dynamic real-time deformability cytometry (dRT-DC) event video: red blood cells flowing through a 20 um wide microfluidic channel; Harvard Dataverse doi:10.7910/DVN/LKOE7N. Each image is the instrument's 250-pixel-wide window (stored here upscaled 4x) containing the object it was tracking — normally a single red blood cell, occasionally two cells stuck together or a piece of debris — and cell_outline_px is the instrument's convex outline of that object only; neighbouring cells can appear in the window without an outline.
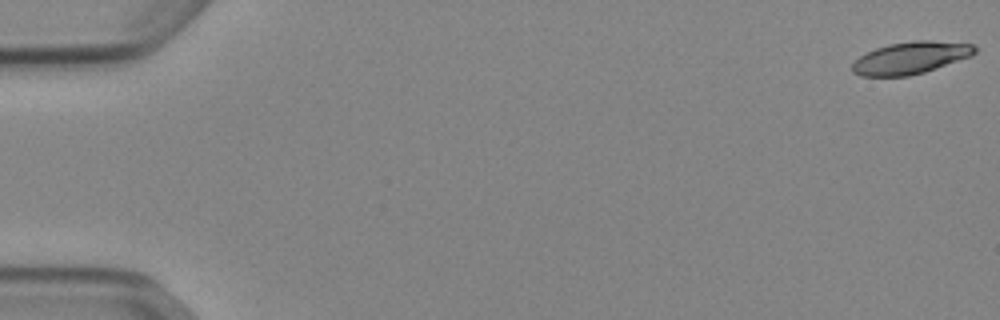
{"species": "Egyptian fruit bat (a non-hibernating species)", "species_latin": "Rousettus aegyptiacus", "temperature_condition": "cold", "stored_images_in_passage": 53, "camera_frame_rate_fps": 3000, "um_per_image_px": 0.085, "animal": {"sex": "female"}, "frame": {"image": 1, "passage_image": 1, "time_ms": 0.0, "image_size_px": [1000, 320], "cell_outline_px": [[976, 52], [972, 56], [924, 72], [908, 76], [860, 76], [852, 72], [852, 64], [860, 56], [876, 48], [888, 44], [912, 40], [932, 40], [972, 44], [976, 48]], "centroid_in_image_um": [77.41, 4.91], "position_along_channel_um": 7.6, "area_um2": 22.95}}
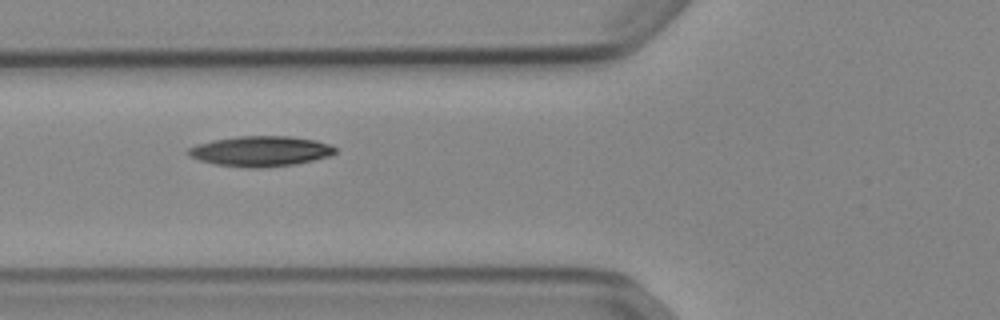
{"frame": {"image": 2, "passage_image": 21, "time_ms": 6.667, "image_size_px": [1000, 320], "cell_outline_px": [[336, 152], [328, 156], [296, 164], [264, 168], [244, 168], [216, 164], [200, 160], [188, 156], [184, 152], [188, 148], [196, 144], [212, 140], [240, 136], [288, 136], [316, 140], [328, 144], [336, 148]], "centroid_in_image_um": [22.09, 12.86], "position_along_channel_um": 103.7, "area_um2": 26.07}}
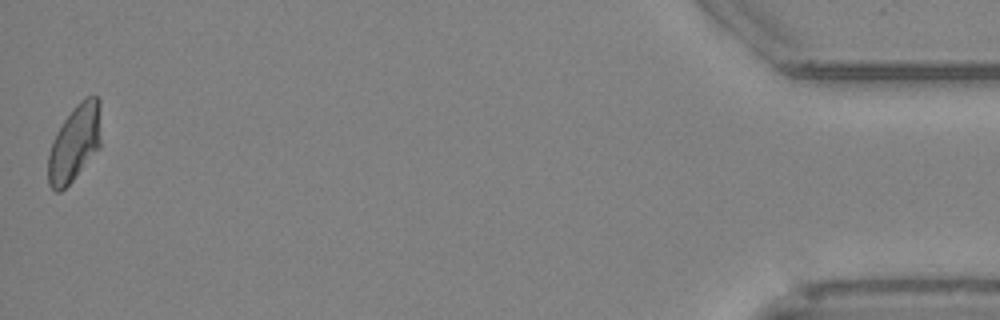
{"frame": {"image": 3, "passage_image": 53, "time_ms": 17.333, "image_size_px": [1000, 320], "cell_outline_px": [[100, 148], [72, 180], [60, 192], [56, 192], [48, 184], [48, 156], [52, 140], [56, 132], [64, 120], [76, 104], [84, 96], [96, 96], [100, 100]], "centroid_in_image_um": [6.34, 12.14], "position_along_channel_um": 428.9, "area_um2": 23.58}, "authors_computed_cell_mechanics": {"area_um2": 23.987, "velocity_mm_per_s": 3.8773, "shape_relaxation_time_tau1_ms": 4.7917, "shape_relaxation_time_tau2_ms": null, "deformation_change_tau1": 0.1391, "deformation_change_tau2": null}}